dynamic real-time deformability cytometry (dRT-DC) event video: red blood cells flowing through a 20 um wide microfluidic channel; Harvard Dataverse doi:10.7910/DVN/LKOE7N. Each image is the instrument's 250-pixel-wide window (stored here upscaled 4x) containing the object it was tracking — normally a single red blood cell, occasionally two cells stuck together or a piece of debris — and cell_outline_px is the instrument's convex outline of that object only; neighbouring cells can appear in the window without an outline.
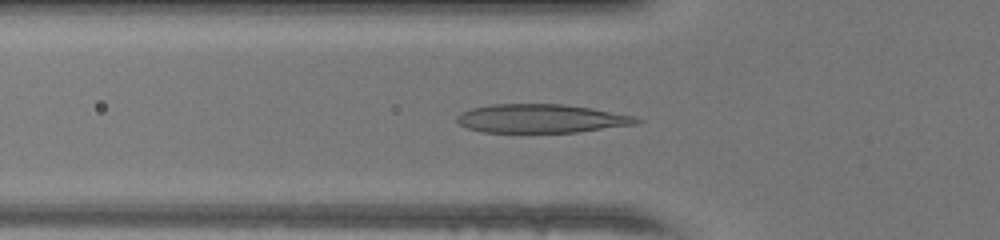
{"species": "human", "species_latin": "Homo sapiens", "temperature_condition": "warm", "stored_images_in_passage": 50, "segment_of_instrument_passage": [1, 2], "camera_frame_rate_fps": 3000, "um_per_image_px": 0.085, "donor": {"sex": "female"}, "frame": {"image": 1, "passage_image": 16, "time_ms": 5.0, "image_size_px": [1000, 240], "cell_outline_px": [[644, 120], [636, 124], [576, 132], [484, 132], [468, 128], [460, 124], [456, 120], [456, 116], [460, 112], [472, 108], [492, 104], [564, 104], [592, 108], [636, 116]], "centroid_in_image_um": [46.02, 10.07], "position_along_channel_um": 79.8, "area_um2": 30.0}}
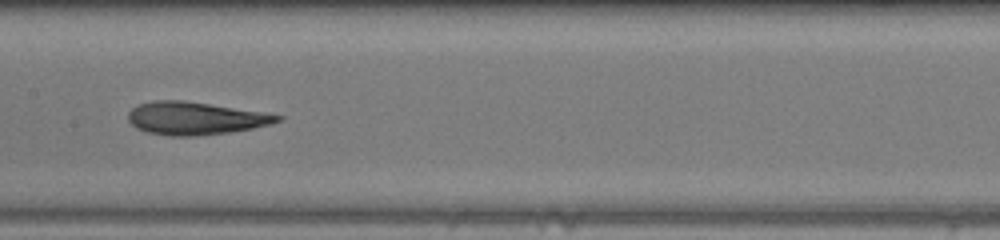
{"frame": {"image": 2, "passage_image": 24, "time_ms": 7.667, "image_size_px": [1000, 240], "cell_outline_px": [[284, 116], [280, 120], [272, 124], [252, 128], [228, 132], [196, 136], [172, 136], [148, 132], [136, 128], [128, 120], [128, 112], [136, 104], [156, 100], [184, 100], [264, 112]], "centroid_in_image_um": [16.58, 10.04], "position_along_channel_um": 190.8, "area_um2": 28.5}}
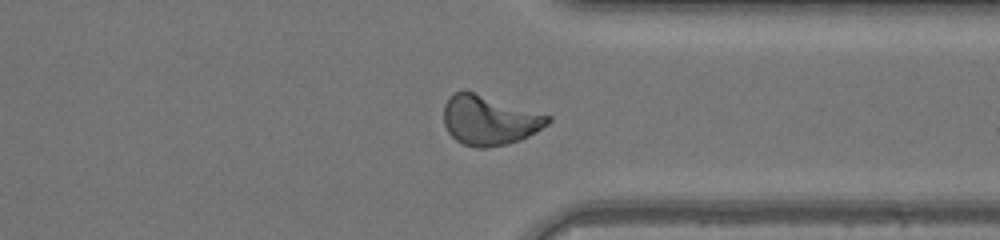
{"frame": {"image": 3, "passage_image": 37, "time_ms": 12.0, "image_size_px": [1000, 240], "cell_outline_px": [[552, 120], [548, 124], [536, 132], [520, 140], [508, 144], [488, 148], [476, 148], [464, 144], [456, 140], [448, 132], [444, 124], [444, 104], [456, 92], [472, 92], [552, 116]], "centroid_in_image_um": [41.61, 10.26], "position_along_channel_um": 369.8, "area_um2": 29.77}}